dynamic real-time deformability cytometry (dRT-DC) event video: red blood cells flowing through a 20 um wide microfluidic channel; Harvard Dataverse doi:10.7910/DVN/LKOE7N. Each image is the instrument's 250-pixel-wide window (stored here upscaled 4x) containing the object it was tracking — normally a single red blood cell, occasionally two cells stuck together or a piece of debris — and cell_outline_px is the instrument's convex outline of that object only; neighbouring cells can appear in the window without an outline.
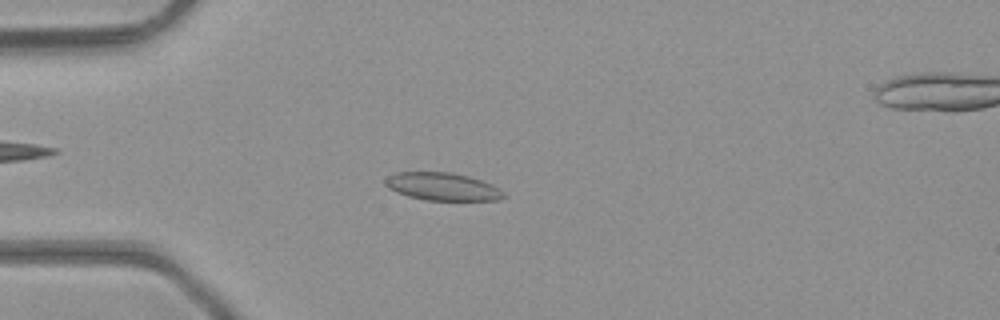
{"species": "common noctule bat (a hibernating species)", "species_latin": "Nyctalus noctula", "temperature_condition": "room temperature", "stored_images_in_passage": 49, "camera_frame_rate_fps": 3000, "um_per_image_px": 0.085, "animal": {"sex": "male", "body_mass_g": 23.1, "forearm_length_mm": 52.7}, "frame": {"image": 1, "passage_image": 13, "time_ms": 4.0, "image_size_px": [1000, 320], "cell_outline_px": [[508, 196], [500, 200], [424, 200], [408, 196], [396, 192], [388, 188], [384, 184], [384, 180], [388, 176], [396, 172], [452, 172], [468, 176], [492, 184], [500, 188]], "centroid_in_image_um": [37.62, 15.86], "position_along_channel_um": 47.4, "area_um2": 19.36}}
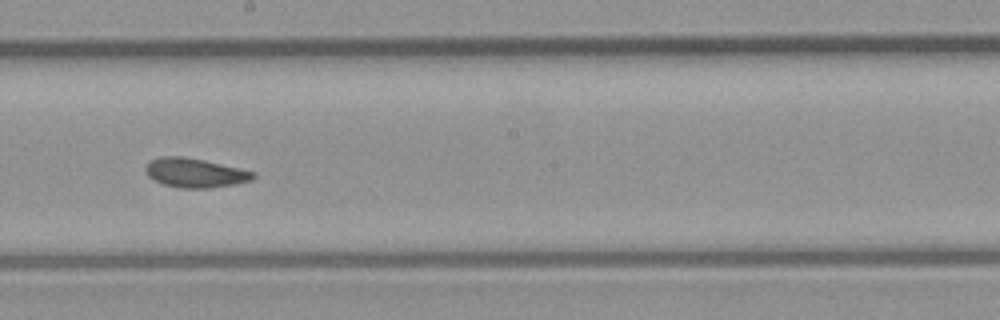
{"frame": {"image": 2, "passage_image": 27, "time_ms": 8.667, "image_size_px": [1000, 320], "cell_outline_px": [[256, 176], [252, 180], [236, 184], [208, 188], [180, 188], [164, 184], [148, 176], [144, 168], [152, 160], [160, 156], [180, 156], [204, 160], [240, 168], [256, 172]], "centroid_in_image_um": [16.61, 14.69], "position_along_channel_um": 231.6, "area_um2": 18.26}}
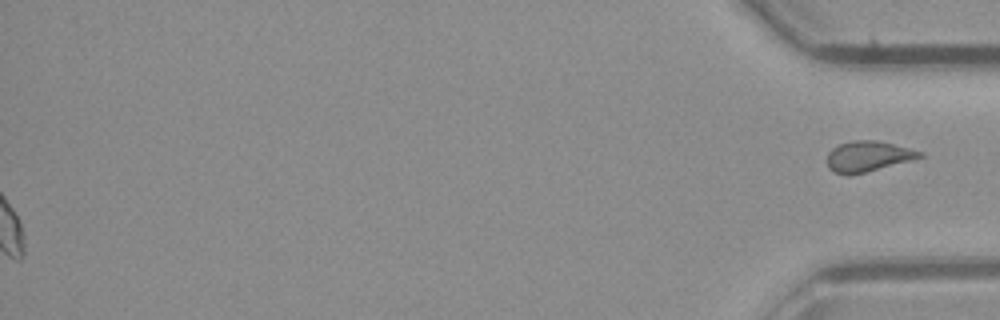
{"frame": {"image": 3, "passage_image": 49, "time_ms": 16.0, "image_size_px": [1000, 320], "cell_outline_px": [[924, 156], [912, 160], [864, 172], [836, 172], [828, 168], [828, 152], [832, 148], [840, 144], [852, 140], [876, 140], [924, 152]], "centroid_in_image_um": [73.81, 13.25], "position_along_channel_um": 361.4, "area_um2": 15.9}}